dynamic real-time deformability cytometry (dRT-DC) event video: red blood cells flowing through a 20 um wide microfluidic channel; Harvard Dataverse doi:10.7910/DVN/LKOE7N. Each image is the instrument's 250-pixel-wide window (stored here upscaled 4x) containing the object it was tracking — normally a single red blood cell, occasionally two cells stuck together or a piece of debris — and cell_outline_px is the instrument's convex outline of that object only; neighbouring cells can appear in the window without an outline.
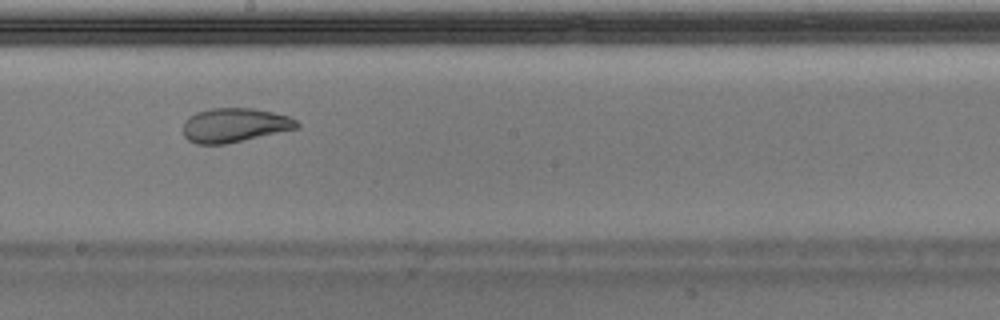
{"species": "Egyptian fruit bat (a non-hibernating species)", "species_latin": "Rousettus aegyptiacus", "temperature_condition": "warm", "stored_images_in_passage": 31, "camera_frame_rate_fps": 3000, "um_per_image_px": 0.085, "animal": {"sex": "male"}, "frame": {"image": 1, "passage_image": 14, "time_ms": 4.333, "image_size_px": [1000, 320], "cell_outline_px": [[300, 128], [224, 144], [196, 144], [188, 140], [184, 136], [184, 120], [188, 116], [196, 112], [212, 108], [252, 108], [272, 112], [288, 116], [296, 120], [300, 124]], "centroid_in_image_um": [19.93, 10.63], "position_along_channel_um": 228.3, "area_um2": 22.66}}